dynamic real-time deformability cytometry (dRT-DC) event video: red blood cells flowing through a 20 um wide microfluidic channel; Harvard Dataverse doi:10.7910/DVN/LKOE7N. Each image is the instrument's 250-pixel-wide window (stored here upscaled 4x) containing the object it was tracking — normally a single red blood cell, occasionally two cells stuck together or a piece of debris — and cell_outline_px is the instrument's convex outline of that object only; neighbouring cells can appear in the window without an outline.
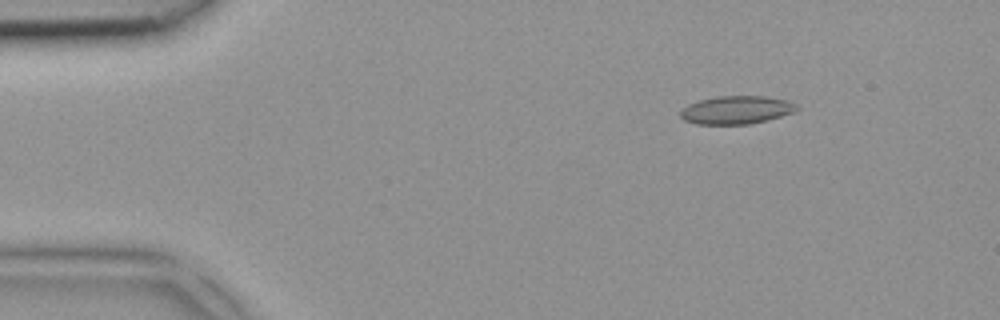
{"species": "common noctule bat (a hibernating species)", "species_latin": "Nyctalus noctula", "temperature_condition": "room temperature", "stored_images_in_passage": 4, "camera_frame_rate_fps": 3000, "um_per_image_px": 0.085, "animal": {"sex": "female", "body_mass_g": 18.4}, "frame": {"image": 1, "passage_image": 2, "time_ms": 0.333, "image_size_px": [1000, 320], "cell_outline_px": [[800, 108], [792, 112], [768, 120], [748, 124], [696, 124], [684, 120], [680, 116], [680, 112], [688, 104], [700, 100], [716, 96], [764, 96], [788, 100], [796, 104]], "centroid_in_image_um": [62.6, 9.34], "position_along_channel_um": 22.4, "area_um2": 19.02}}